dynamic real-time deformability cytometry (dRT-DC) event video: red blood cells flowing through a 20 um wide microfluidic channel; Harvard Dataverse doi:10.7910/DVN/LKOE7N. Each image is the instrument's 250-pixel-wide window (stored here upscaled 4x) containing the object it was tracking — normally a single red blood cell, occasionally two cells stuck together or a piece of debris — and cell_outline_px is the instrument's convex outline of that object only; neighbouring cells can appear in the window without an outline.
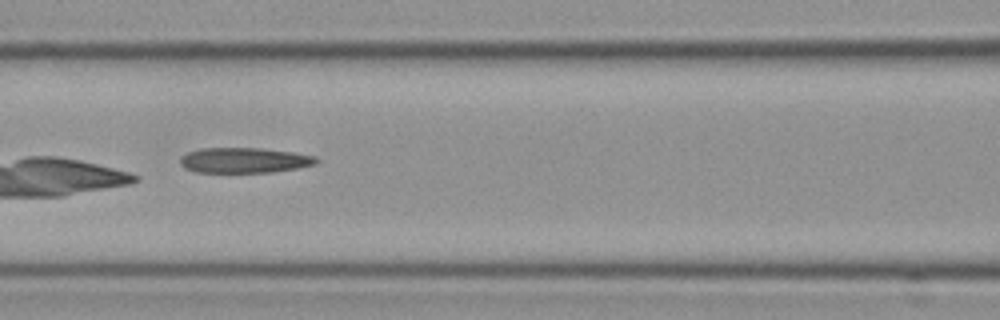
{"species": "Egyptian fruit bat (a non-hibernating species)", "species_latin": "Rousettus aegyptiacus", "temperature_condition": "cold", "stored_images_in_passage": 14, "camera_frame_rate_fps": 3000, "um_per_image_px": 0.085, "frame": {"image": 1, "passage_image": 7, "time_ms": 2.0, "image_size_px": [1000, 320], "cell_outline_px": [[320, 160], [316, 164], [296, 168], [272, 172], [196, 172], [184, 168], [180, 164], [180, 156], [188, 152], [200, 148], [260, 148], [296, 152], [316, 156]], "centroid_in_image_um": [20.77, 13.61], "position_along_channel_um": 145.8, "area_um2": 20.23}}
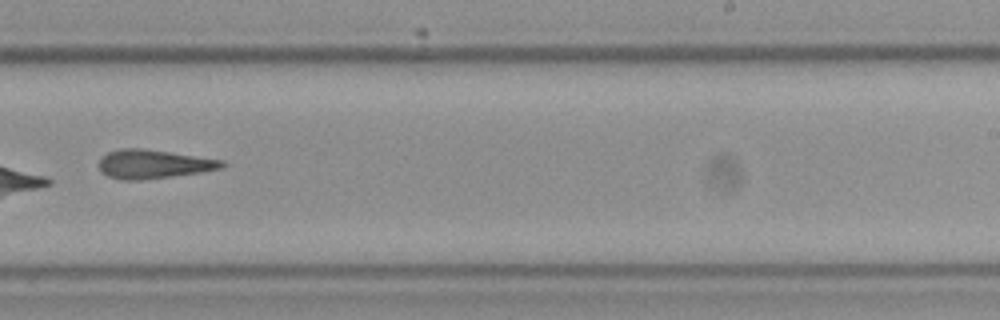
{"frame": {"image": 2, "passage_image": 10, "time_ms": 3.0, "image_size_px": [1000, 320], "cell_outline_px": [[228, 164], [224, 168], [200, 172], [140, 180], [120, 180], [108, 176], [100, 172], [100, 160], [108, 152], [120, 148], [140, 148], [224, 160]], "centroid_in_image_um": [13.06, 13.95], "position_along_channel_um": 275.9, "area_um2": 20.52}}
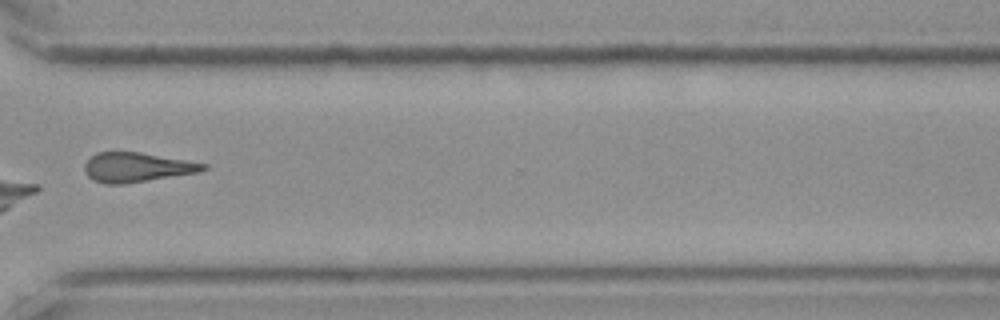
{"frame": {"image": 3, "passage_image": 12, "time_ms": 3.667, "image_size_px": [1000, 320], "cell_outline_px": [[208, 168], [200, 172], [124, 184], [104, 184], [92, 180], [84, 172], [84, 164], [96, 152], [140, 152], [208, 164]], "centroid_in_image_um": [11.61, 14.23], "position_along_channel_um": 359.0, "area_um2": 20.46}}